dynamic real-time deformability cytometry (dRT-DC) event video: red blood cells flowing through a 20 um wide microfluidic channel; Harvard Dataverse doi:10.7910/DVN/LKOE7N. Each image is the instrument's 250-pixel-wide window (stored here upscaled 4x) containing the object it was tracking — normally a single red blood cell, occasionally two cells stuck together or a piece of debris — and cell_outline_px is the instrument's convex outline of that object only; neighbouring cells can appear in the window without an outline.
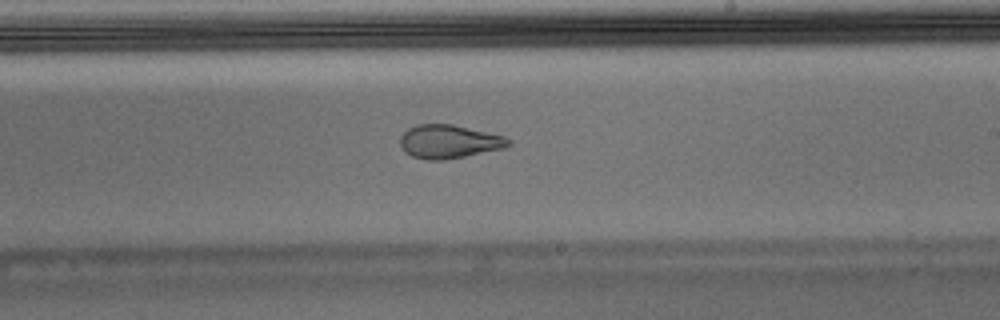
{"species": "Egyptian fruit bat (a non-hibernating species)", "species_latin": "Rousettus aegyptiacus", "temperature_condition": "warm", "stored_images_in_passage": 52, "camera_frame_rate_fps": 3000, "um_per_image_px": 0.085, "animal": {"sex": "male"}, "frame": {"image": 1, "passage_image": 30, "time_ms": 9.667, "image_size_px": [1000, 320], "cell_outline_px": [[512, 144], [500, 148], [464, 156], [444, 160], [428, 160], [412, 156], [404, 152], [400, 144], [400, 136], [408, 128], [416, 124], [452, 124], [504, 136], [512, 140]], "centroid_in_image_um": [38.12, 12.03], "position_along_channel_um": 250.9, "area_um2": 20.98}}